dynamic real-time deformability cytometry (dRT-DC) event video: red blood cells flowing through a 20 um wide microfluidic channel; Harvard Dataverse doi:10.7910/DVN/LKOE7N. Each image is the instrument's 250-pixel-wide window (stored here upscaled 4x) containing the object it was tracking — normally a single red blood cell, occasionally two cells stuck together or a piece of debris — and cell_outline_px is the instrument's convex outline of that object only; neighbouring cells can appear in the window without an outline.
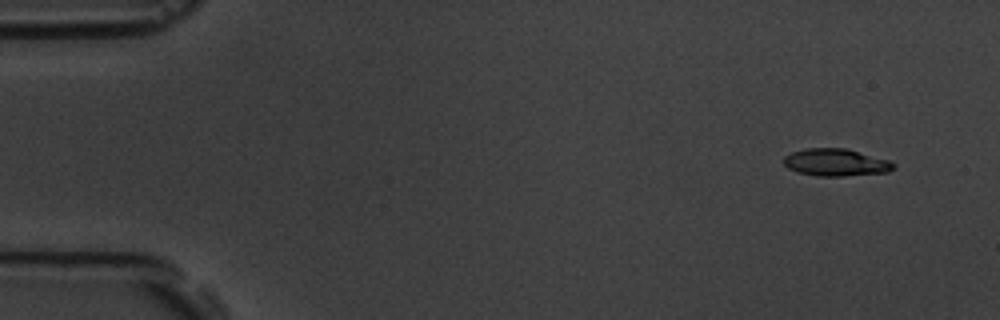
{"species": "common noctule bat (a hibernating species)", "species_latin": "Nyctalus noctula", "temperature_condition": "room temperature", "stored_images_in_passage": 4, "camera_frame_rate_fps": 3000, "um_per_image_px": 0.085, "animal": {"sex": "male", "body_mass_g": 19.5, "forearm_length_mm": 54.6}, "frame": {"image": 1, "passage_image": 1, "time_ms": 0.0, "image_size_px": [1000, 320], "cell_outline_px": [[896, 164], [888, 172], [844, 176], [816, 176], [796, 172], [788, 168], [784, 164], [784, 156], [792, 152], [804, 148], [844, 148], [888, 160]], "centroid_in_image_um": [71.0, 13.81], "position_along_channel_um": 14.0, "area_um2": 17.4}}
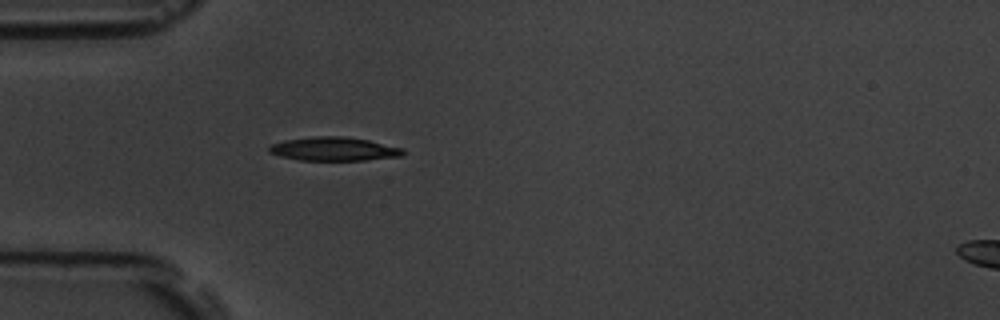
{"frame": {"image": 2, "passage_image": 4, "time_ms": 4.333, "image_size_px": [1000, 320], "cell_outline_px": [[404, 156], [364, 160], [300, 160], [280, 156], [268, 152], [268, 144], [284, 140], [312, 136], [344, 136], [368, 140], [404, 148]], "centroid_in_image_um": [28.36, 12.65], "position_along_channel_um": 56.6, "area_um2": 18.67}}